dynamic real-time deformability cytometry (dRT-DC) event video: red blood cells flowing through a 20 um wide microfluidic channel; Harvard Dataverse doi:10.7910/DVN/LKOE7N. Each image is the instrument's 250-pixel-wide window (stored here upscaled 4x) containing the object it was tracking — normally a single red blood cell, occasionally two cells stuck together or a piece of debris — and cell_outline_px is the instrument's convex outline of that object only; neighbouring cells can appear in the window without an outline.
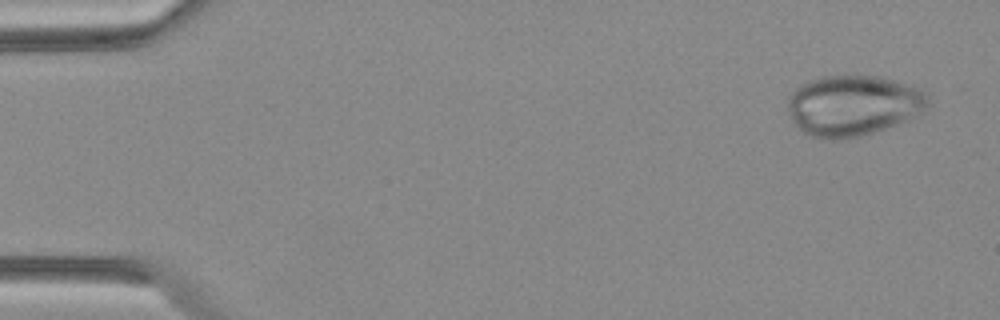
{"species": "Egyptian fruit bat (a non-hibernating species)", "species_latin": "Rousettus aegyptiacus", "temperature_condition": "warm", "stored_images_in_passage": 5, "camera_frame_rate_fps": 3000, "um_per_image_px": 0.085, "animal": {"sex": "female"}, "frame": {"image": 1, "passage_image": 1, "time_ms": 0.0, "image_size_px": [1000, 320], "cell_outline_px": [[928, 100], [924, 108], [908, 120], [860, 136], [808, 136], [796, 124], [788, 108], [788, 96], [796, 88], [812, 80], [824, 76], [880, 76], [920, 88], [928, 96]], "centroid_in_image_um": [72.53, 8.92], "position_along_channel_um": 12.5, "area_um2": 48.09}}